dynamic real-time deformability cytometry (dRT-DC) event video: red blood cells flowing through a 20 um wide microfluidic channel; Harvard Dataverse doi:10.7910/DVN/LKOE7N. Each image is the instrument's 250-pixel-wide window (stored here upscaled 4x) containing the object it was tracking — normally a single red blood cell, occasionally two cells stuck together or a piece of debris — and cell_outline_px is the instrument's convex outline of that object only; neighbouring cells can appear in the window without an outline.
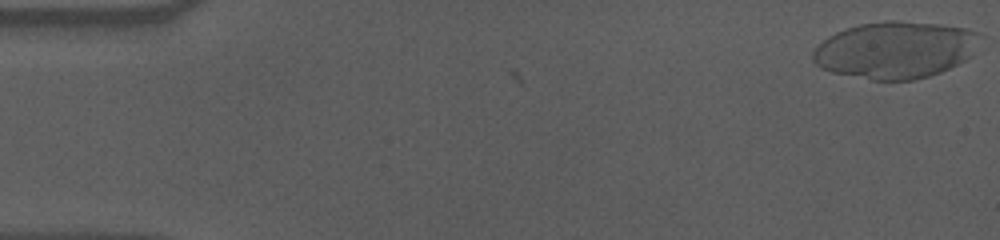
{"species": "human", "species_latin": "Homo sapiens", "temperature_condition": "cold", "stored_images_in_passage": 57, "camera_frame_rate_fps": 3000, "um_per_image_px": 0.085, "donor": {"sex": "male"}, "frame": {"image": 1, "passage_image": 1, "time_ms": 0.0, "image_size_px": [1000, 240], "cell_outline_px": [[976, 32], [972, 56], [940, 72], [928, 76], [912, 80], [872, 80], [832, 72], [820, 68], [812, 60], [812, 52], [816, 44], [828, 36], [836, 32], [860, 24], [888, 20], [896, 20], [940, 24], [968, 28]], "centroid_in_image_um": [76.01, 4.24], "position_along_channel_um": 9.0, "area_um2": 55.08}}
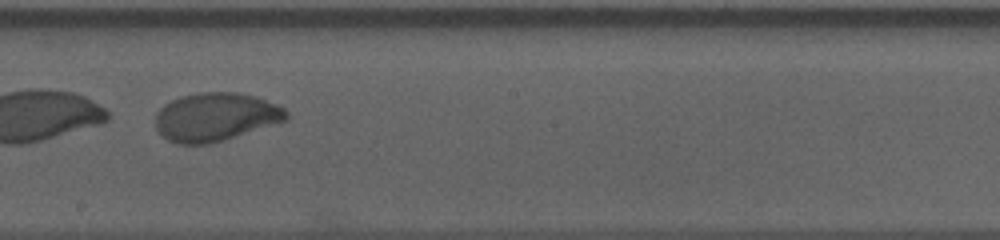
{"frame": {"image": 2, "passage_image": 33, "time_ms": 10.667, "image_size_px": [1000, 240], "cell_outline_px": [[288, 120], [208, 144], [176, 144], [168, 140], [156, 128], [156, 112], [164, 104], [180, 96], [200, 92], [236, 92], [256, 96], [276, 104], [284, 108], [288, 112]], "centroid_in_image_um": [18.32, 9.93], "position_along_channel_um": 229.9, "area_um2": 36.76}, "authors_computed_cell_mechanics": {"area_um2": 38.6682, "velocity_mm_per_s": 3.5344, "shape_relaxation_time_tau1_ms": 1.6888, "shape_relaxation_time_tau2_ms": 1.1793, "deformation_change_tau1": 0.3211, "deformation_change_tau2": 0.0422}}